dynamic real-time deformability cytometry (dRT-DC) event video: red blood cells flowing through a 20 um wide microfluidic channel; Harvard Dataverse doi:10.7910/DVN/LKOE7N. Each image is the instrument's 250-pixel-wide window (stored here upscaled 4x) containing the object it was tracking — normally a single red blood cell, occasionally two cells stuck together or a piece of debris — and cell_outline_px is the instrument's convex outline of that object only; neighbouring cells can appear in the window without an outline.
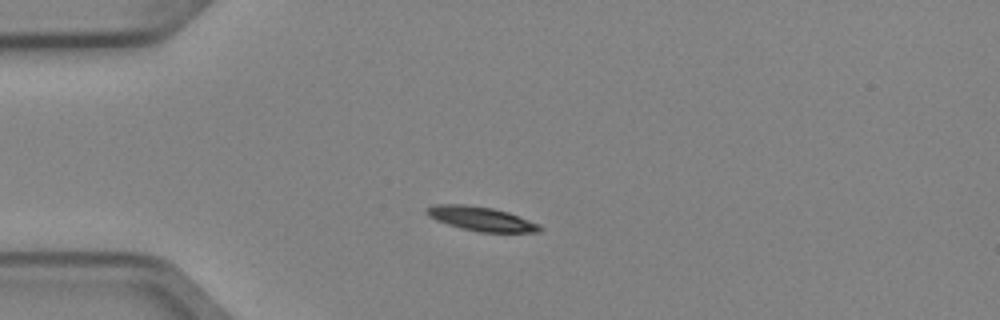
{"species": "Egyptian fruit bat (a non-hibernating species)", "species_latin": "Rousettus aegyptiacus", "temperature_condition": "cold", "stored_images_in_passage": 5, "camera_frame_rate_fps": 3000, "um_per_image_px": 0.085, "animal": {"sex": "female"}, "frame": {"image": 1, "passage_image": 3, "time_ms": 0.667, "image_size_px": [1000, 320], "cell_outline_px": [[544, 228], [540, 232], [480, 232], [460, 228], [436, 220], [428, 216], [424, 212], [424, 208], [436, 204], [464, 204], [492, 208], [508, 212], [540, 224]], "centroid_in_image_um": [40.88, 18.59], "position_along_channel_um": 44.1, "area_um2": 16.07}}
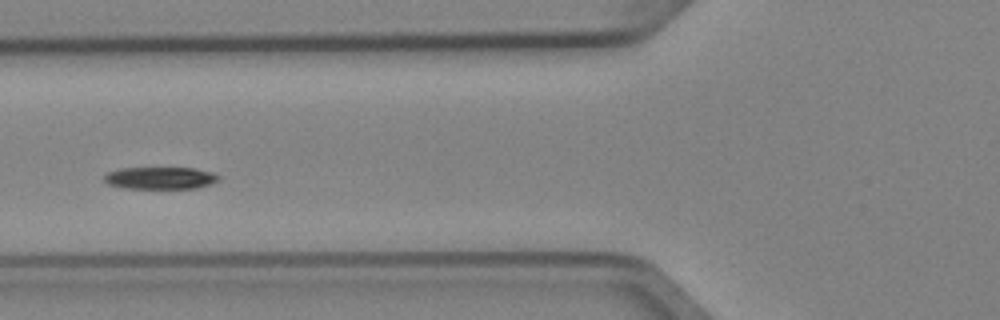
{"frame": {"image": 2, "passage_image": 5, "time_ms": 1.333, "image_size_px": [1000, 320], "cell_outline_px": [[220, 180], [212, 184], [196, 188], [124, 188], [108, 184], [104, 180], [104, 176], [108, 172], [120, 168], [196, 168], [212, 172], [220, 176]], "centroid_in_image_um": [13.66, 15.13], "position_along_channel_um": 112.1, "area_um2": 14.85}}